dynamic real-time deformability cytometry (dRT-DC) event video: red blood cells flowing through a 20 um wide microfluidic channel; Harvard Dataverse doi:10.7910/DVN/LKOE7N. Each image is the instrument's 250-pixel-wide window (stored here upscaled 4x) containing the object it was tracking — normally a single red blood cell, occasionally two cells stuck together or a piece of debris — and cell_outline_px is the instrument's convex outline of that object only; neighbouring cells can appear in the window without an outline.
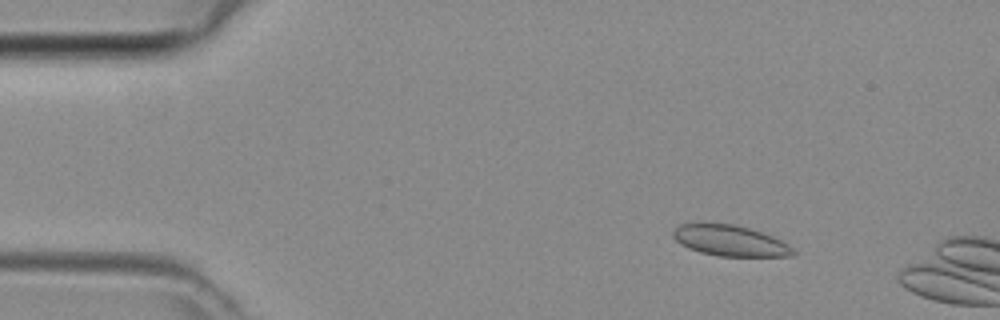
{"species": "common noctule bat (a hibernating species)", "species_latin": "Nyctalus noctula", "temperature_condition": "room temperature", "stored_images_in_passage": 9, "camera_frame_rate_fps": 3000, "um_per_image_px": 0.085, "animal": {"sex": "female", "body_mass_g": 29.2, "forearm_length_mm": 56.3}, "frame": {"image": 1, "passage_image": 6, "time_ms": 1.667, "image_size_px": [1000, 320], "cell_outline_px": [[796, 252], [792, 256], [716, 256], [700, 252], [688, 248], [680, 244], [672, 236], [672, 232], [680, 224], [700, 220], [704, 220], [736, 224], [772, 236], [788, 244]], "centroid_in_image_um": [61.96, 20.41], "position_along_channel_um": 23.0, "area_um2": 22.2}}